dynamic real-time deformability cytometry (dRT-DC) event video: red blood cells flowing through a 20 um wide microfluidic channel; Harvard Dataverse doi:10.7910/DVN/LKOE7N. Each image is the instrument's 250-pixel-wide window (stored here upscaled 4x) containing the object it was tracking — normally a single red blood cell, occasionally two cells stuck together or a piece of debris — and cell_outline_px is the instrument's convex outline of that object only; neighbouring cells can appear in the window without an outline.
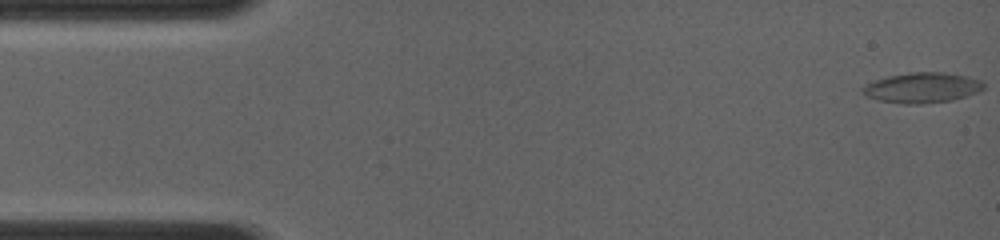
{"species": "common noctule bat (a hibernating species)", "species_latin": "Nyctalus noctula", "temperature_condition": "room temperature", "stored_images_in_passage": 39, "camera_frame_rate_fps": 4000, "um_per_image_px": 0.085, "animal": {"sex": "female", "body_mass_g": 19.0, "forearm_length_mm": 56.7}, "frame": {"image": 1, "passage_image": 1, "time_ms": 0.0, "image_size_px": [1000, 240], "cell_outline_px": [[984, 88], [980, 92], [968, 96], [952, 100], [920, 104], [904, 104], [880, 100], [868, 96], [860, 92], [860, 88], [872, 80], [888, 76], [908, 72], [940, 72], [964, 76], [980, 80], [984, 84]], "centroid_in_image_um": [78.36, 7.45], "position_along_channel_um": 6.6, "area_um2": 21.44}}
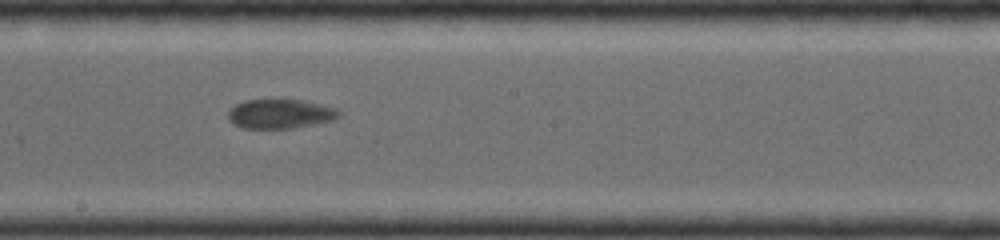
{"frame": {"image": 2, "passage_image": 23, "time_ms": 8.0, "image_size_px": [1000, 240], "cell_outline_px": [[340, 116], [332, 120], [292, 128], [244, 128], [228, 120], [228, 112], [236, 104], [244, 100], [304, 100], [336, 108], [340, 112]], "centroid_in_image_um": [23.82, 9.67], "position_along_channel_um": 224.4, "area_um2": 18.67}}
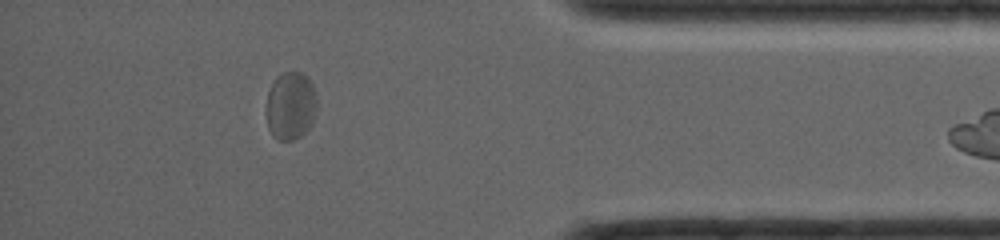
{"frame": {"image": 3, "passage_image": 38, "time_ms": 12.75, "image_size_px": [1000, 240], "cell_outline_px": [[316, 108], [312, 124], [300, 136], [292, 140], [276, 140], [272, 136], [268, 128], [268, 92], [276, 76], [284, 72], [300, 72], [308, 76], [316, 92]], "centroid_in_image_um": [24.72, 8.98], "position_along_channel_um": 410.5, "area_um2": 20.0}}